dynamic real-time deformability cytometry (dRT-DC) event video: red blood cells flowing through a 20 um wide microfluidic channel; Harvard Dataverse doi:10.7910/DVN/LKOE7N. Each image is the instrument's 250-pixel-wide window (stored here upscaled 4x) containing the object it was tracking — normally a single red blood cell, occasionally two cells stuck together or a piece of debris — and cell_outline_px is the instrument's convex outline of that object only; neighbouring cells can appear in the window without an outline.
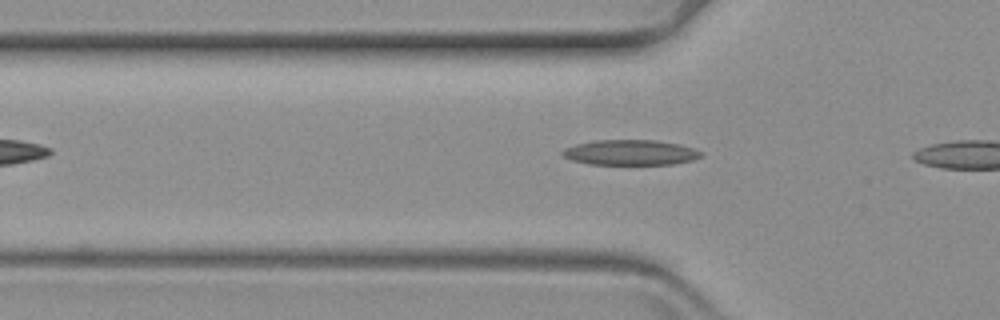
{"species": "common noctule bat (a hibernating species)", "species_latin": "Nyctalus noctula", "temperature_condition": "warm", "stored_images_in_passage": 8, "camera_frame_rate_fps": 3000, "um_per_image_px": 0.085, "animal": {"sex": "female", "body_mass_g": 19.3, "forearm_length_mm": 54.1}, "frame": {"image": 1, "passage_image": 6, "time_ms": 1.667, "image_size_px": [1000, 320], "cell_outline_px": [[704, 156], [692, 160], [672, 164], [588, 164], [572, 160], [564, 156], [560, 152], [564, 148], [576, 144], [592, 140], [656, 140], [680, 144], [704, 152]], "centroid_in_image_um": [53.6, 12.95], "position_along_channel_um": 72.2, "area_um2": 20.52}}